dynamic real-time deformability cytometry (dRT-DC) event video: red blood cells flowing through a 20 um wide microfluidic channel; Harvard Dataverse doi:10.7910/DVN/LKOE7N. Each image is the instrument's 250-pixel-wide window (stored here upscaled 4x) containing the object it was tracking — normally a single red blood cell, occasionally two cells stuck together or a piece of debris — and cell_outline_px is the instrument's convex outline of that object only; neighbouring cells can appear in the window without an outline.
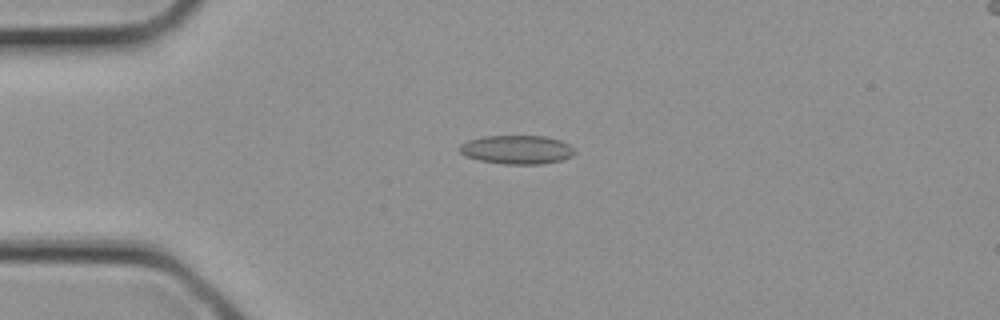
{"species": "common noctule bat (a hibernating species)", "species_latin": "Nyctalus noctula", "temperature_condition": "cold", "stored_images_in_passage": 1, "camera_frame_rate_fps": 3000, "um_per_image_px": 0.085, "animal": {"sex": "female", "body_mass_g": 21.9}, "frame": {"image": 1, "passage_image": 1, "time_ms": 0.0, "image_size_px": [1000, 320], "cell_outline_px": [[576, 152], [572, 156], [560, 160], [540, 164], [500, 164], [480, 160], [464, 156], [460, 152], [460, 144], [468, 140], [484, 136], [544, 136], [560, 140], [568, 144]], "centroid_in_image_um": [43.91, 12.72], "position_along_channel_um": 41.1, "area_um2": 19.25}}